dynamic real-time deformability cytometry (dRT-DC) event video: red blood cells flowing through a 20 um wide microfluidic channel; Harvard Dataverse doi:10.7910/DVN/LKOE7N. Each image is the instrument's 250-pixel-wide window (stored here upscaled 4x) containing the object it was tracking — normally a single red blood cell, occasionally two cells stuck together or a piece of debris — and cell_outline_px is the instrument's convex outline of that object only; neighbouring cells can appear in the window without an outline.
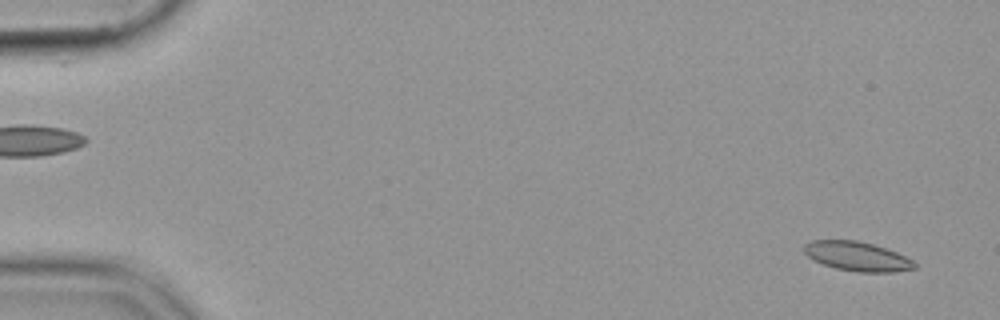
{"species": "common noctule bat (a hibernating species)", "species_latin": "Nyctalus noctula", "temperature_condition": "cold", "stored_images_in_passage": 54, "camera_frame_rate_fps": 3000, "um_per_image_px": 0.085, "animal": {"sex": "female", "body_mass_g": 19.9}, "frame": {"image": 1, "passage_image": 2, "time_ms": 0.333, "image_size_px": [1000, 320], "cell_outline_px": [[916, 268], [896, 272], [856, 272], [836, 268], [812, 260], [804, 252], [804, 244], [812, 240], [856, 240], [872, 244], [896, 252], [912, 260], [916, 264]], "centroid_in_image_um": [72.84, 21.79], "position_along_channel_um": 12.2, "area_um2": 18.79}}
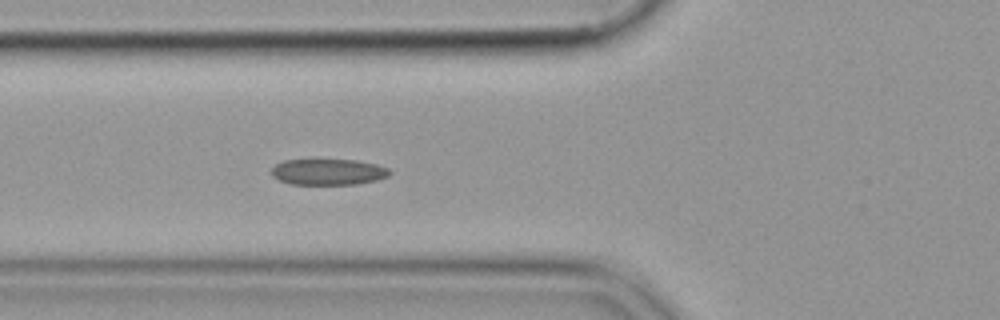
{"frame": {"image": 2, "passage_image": 20, "time_ms": 6.333, "image_size_px": [1000, 320], "cell_outline_px": [[392, 172], [388, 176], [376, 180], [356, 184], [292, 184], [280, 180], [272, 176], [272, 168], [276, 164], [284, 160], [356, 160], [376, 164], [388, 168]], "centroid_in_image_um": [27.92, 14.61], "position_along_channel_um": 97.9, "area_um2": 17.8}}
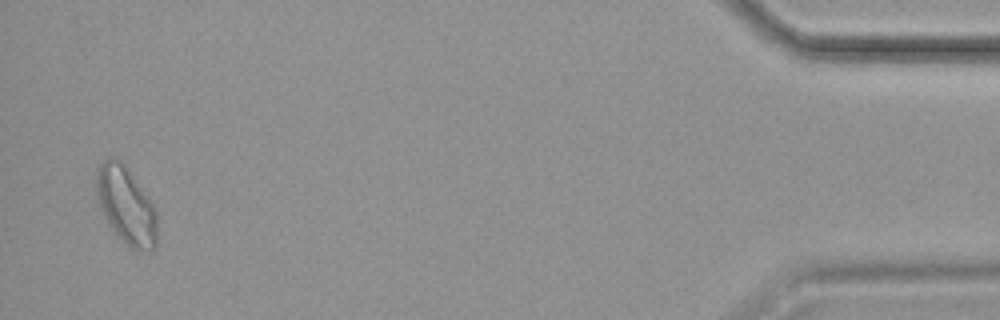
{"frame": {"image": 3, "passage_image": 53, "time_ms": 17.333, "image_size_px": [1000, 320], "cell_outline_px": [[156, 248], [152, 252], [136, 252], [128, 248], [112, 232], [104, 216], [96, 192], [96, 168], [108, 156], [116, 156], [124, 164], [148, 196], [156, 208]], "centroid_in_image_um": [10.72, 17.51], "position_along_channel_um": 424.5, "area_um2": 28.09}}